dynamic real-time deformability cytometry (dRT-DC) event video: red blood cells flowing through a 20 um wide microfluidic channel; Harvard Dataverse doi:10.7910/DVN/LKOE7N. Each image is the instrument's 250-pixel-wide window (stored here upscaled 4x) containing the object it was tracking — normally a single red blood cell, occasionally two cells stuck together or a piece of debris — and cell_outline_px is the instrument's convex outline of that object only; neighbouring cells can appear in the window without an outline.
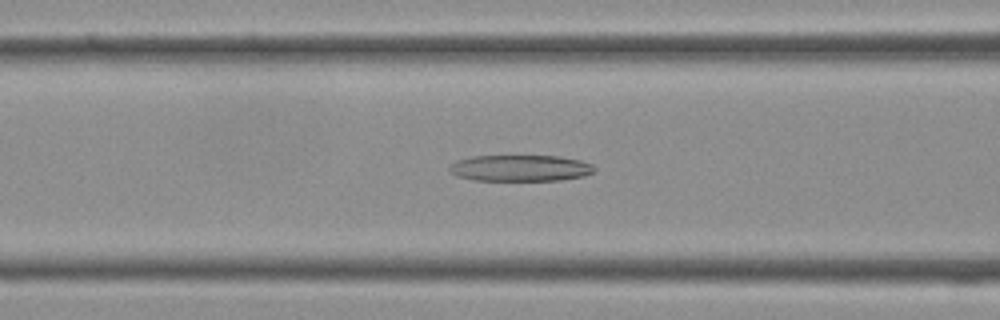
{"species": "Egyptian fruit bat (a non-hibernating species)", "species_latin": "Rousettus aegyptiacus", "temperature_condition": "cold", "stored_images_in_passage": 28, "camera_frame_rate_fps": 3000, "um_per_image_px": 0.085, "frame": {"image": 1, "passage_image": 6, "time_ms": 1.667, "image_size_px": [1000, 320], "cell_outline_px": [[596, 168], [592, 172], [584, 176], [560, 180], [472, 180], [456, 176], [448, 172], [448, 168], [456, 160], [472, 156], [560, 156], [580, 160], [592, 164]], "centroid_in_image_um": [44.19, 14.29], "position_along_channel_um": 122.4, "area_um2": 22.31}}
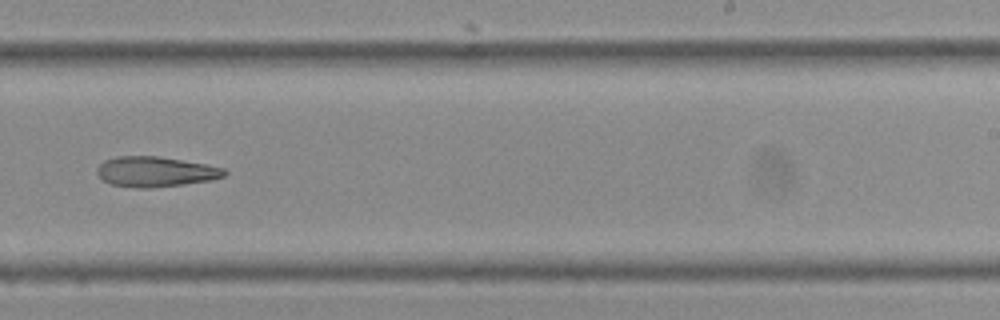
{"frame": {"image": 2, "passage_image": 15, "time_ms": 4.667, "image_size_px": [1000, 320], "cell_outline_px": [[228, 172], [224, 176], [212, 180], [184, 184], [152, 188], [136, 188], [112, 184], [104, 180], [96, 172], [96, 168], [104, 160], [116, 156], [160, 156], [204, 164], [224, 168]], "centroid_in_image_um": [13.21, 14.59], "position_along_channel_um": 275.8, "area_um2": 22.43}}
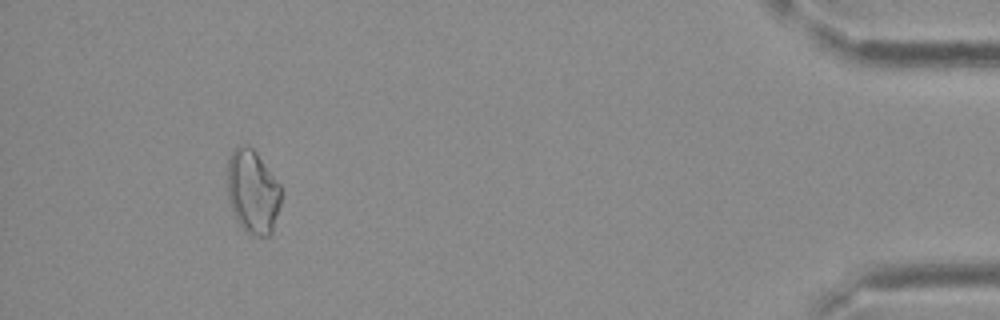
{"frame": {"image": 3, "passage_image": 27, "time_ms": 8.667, "image_size_px": [1000, 320], "cell_outline_px": [[280, 204], [272, 232], [268, 236], [256, 236], [248, 232], [236, 220], [228, 196], [228, 156], [232, 148], [240, 144], [252, 148], [256, 152], [280, 184]], "centroid_in_image_um": [21.47, 16.26], "position_along_channel_um": 413.7, "area_um2": 26.01}}